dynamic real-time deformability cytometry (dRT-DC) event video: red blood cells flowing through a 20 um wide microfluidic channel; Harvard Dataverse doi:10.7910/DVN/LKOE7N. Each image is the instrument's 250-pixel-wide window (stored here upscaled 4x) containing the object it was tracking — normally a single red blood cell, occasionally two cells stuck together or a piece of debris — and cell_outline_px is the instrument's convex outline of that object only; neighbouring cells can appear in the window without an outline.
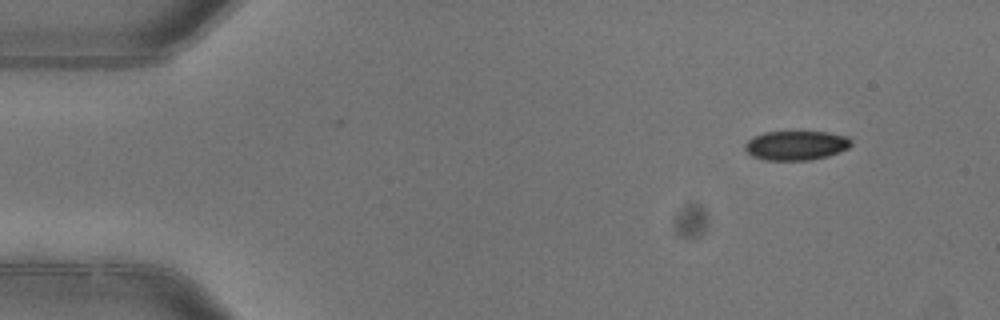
{"species": "common noctule bat (a hibernating species)", "species_latin": "Nyctalus noctula", "temperature_condition": "warm", "stored_images_in_passage": 4, "camera_frame_rate_fps": 3000, "um_per_image_px": 0.085, "animal": {"sex": "female"}, "frame": {"image": 1, "passage_image": 1, "time_ms": 0.0, "image_size_px": [1000, 320], "cell_outline_px": [[852, 144], [848, 148], [840, 152], [828, 156], [812, 160], [764, 160], [752, 156], [744, 148], [744, 144], [752, 136], [764, 132], [828, 132], [848, 136], [852, 140]], "centroid_in_image_um": [67.68, 12.36], "position_along_channel_um": 17.3, "area_um2": 18.38}}
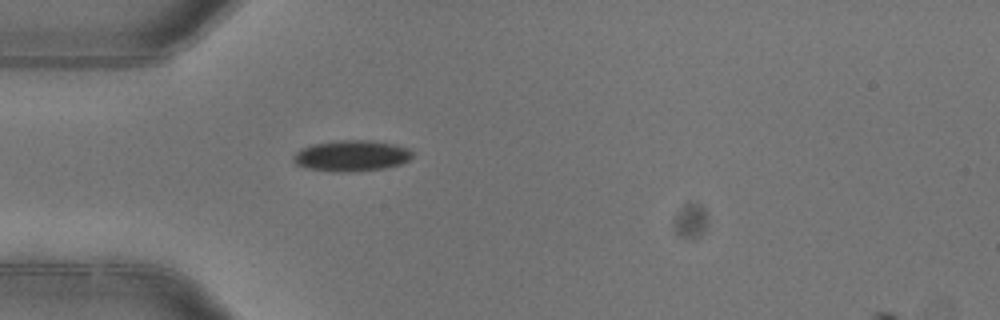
{"frame": {"image": 2, "passage_image": 4, "time_ms": 1.0, "image_size_px": [1000, 320], "cell_outline_px": [[412, 156], [408, 160], [400, 164], [384, 168], [352, 172], [332, 172], [308, 168], [296, 164], [292, 160], [292, 156], [300, 148], [312, 144], [332, 140], [372, 140], [396, 144], [408, 148], [412, 152]], "centroid_in_image_um": [29.85, 13.23], "position_along_channel_um": 55.2, "area_um2": 21.79}}